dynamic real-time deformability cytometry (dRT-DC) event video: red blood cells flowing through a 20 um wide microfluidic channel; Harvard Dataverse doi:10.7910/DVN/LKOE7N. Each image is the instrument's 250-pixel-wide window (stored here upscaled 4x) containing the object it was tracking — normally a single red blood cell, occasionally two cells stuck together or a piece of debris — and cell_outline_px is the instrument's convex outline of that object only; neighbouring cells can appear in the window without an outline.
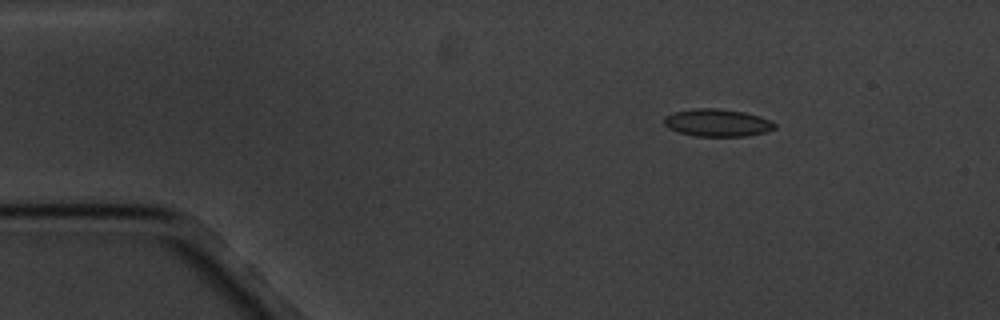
{"species": "common noctule bat (a hibernating species)", "species_latin": "Nyctalus noctula", "temperature_condition": "cold", "stored_images_in_passage": 12, "camera_frame_rate_fps": 3000, "um_per_image_px": 0.085, "animal": {"sex": "male", "body_mass_g": 20.1, "forearm_length_mm": 53.5}, "frame": {"image": 1, "passage_image": 2, "time_ms": 1.333, "image_size_px": [1000, 320], "cell_outline_px": [[776, 128], [764, 132], [748, 136], [696, 136], [680, 132], [668, 128], [664, 124], [664, 116], [676, 112], [692, 108], [720, 108], [744, 112], [760, 116], [772, 120], [776, 124]], "centroid_in_image_um": [61.0, 10.42], "position_along_channel_um": 24.0, "area_um2": 17.8}}
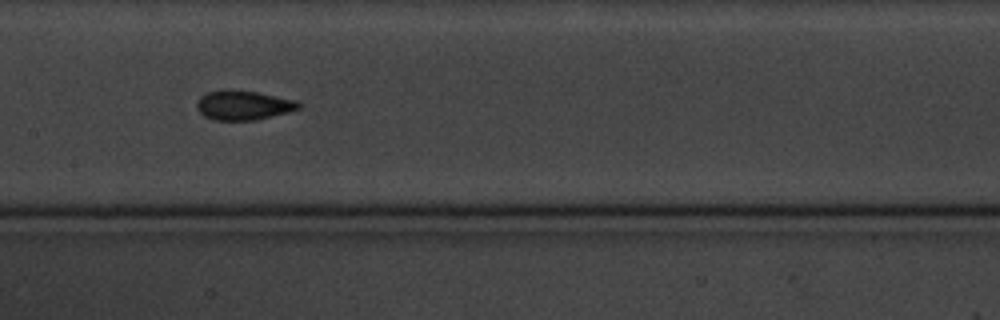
{"frame": {"image": 2, "passage_image": 8, "time_ms": 8.0, "image_size_px": [1000, 320], "cell_outline_px": [[300, 108], [288, 112], [256, 120], [212, 120], [204, 116], [196, 108], [196, 104], [200, 96], [208, 92], [224, 88], [228, 88], [256, 92], [296, 100], [300, 104]], "centroid_in_image_um": [20.64, 8.93], "position_along_channel_um": 186.8, "area_um2": 17.63}}
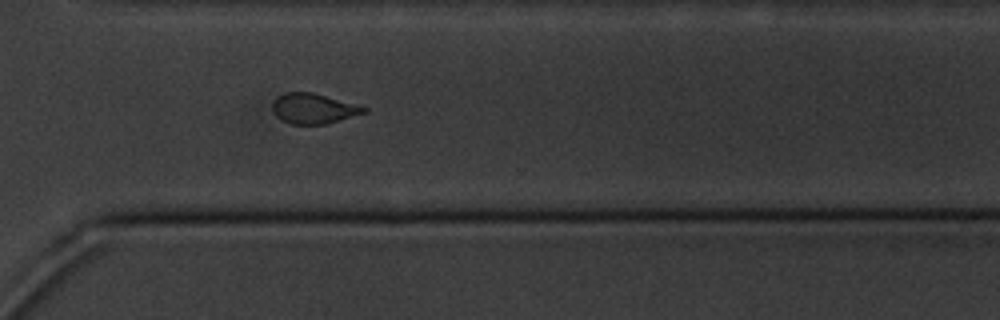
{"frame": {"image": 3, "passage_image": 12, "time_ms": 12.667, "image_size_px": [1000, 320], "cell_outline_px": [[368, 112], [328, 124], [292, 124], [280, 120], [276, 116], [272, 108], [272, 104], [276, 96], [284, 92], [312, 92], [368, 108]], "centroid_in_image_um": [26.62, 9.23], "position_along_channel_um": 344.0, "area_um2": 16.18}}